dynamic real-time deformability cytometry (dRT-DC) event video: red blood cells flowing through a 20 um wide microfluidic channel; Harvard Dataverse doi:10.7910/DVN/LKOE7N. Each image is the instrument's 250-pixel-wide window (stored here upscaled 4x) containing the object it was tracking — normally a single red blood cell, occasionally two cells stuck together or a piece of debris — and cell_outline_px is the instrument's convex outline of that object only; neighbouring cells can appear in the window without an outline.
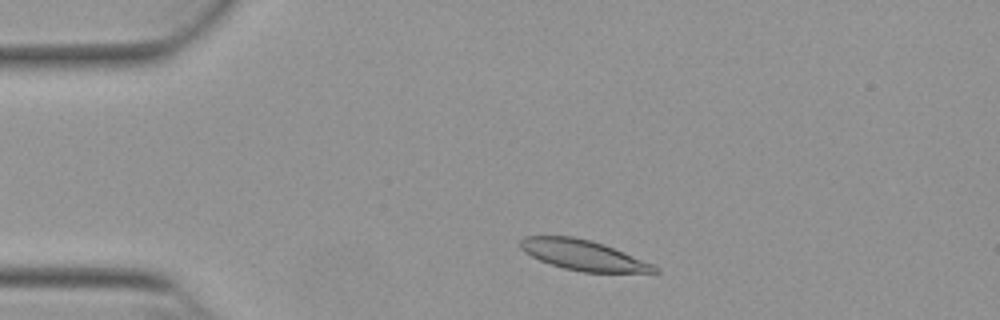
{"species": "Egyptian fruit bat (a non-hibernating species)", "species_latin": "Rousettus aegyptiacus", "temperature_condition": "warm", "stored_images_in_passage": 47, "camera_frame_rate_fps": 3000, "um_per_image_px": 0.085, "animal": {"sex": "female"}, "frame": {"image": 1, "passage_image": 5, "time_ms": 1.333, "image_size_px": [1000, 320], "cell_outline_px": [[660, 272], [580, 272], [564, 268], [540, 260], [524, 252], [520, 248], [520, 240], [524, 236], [572, 236], [592, 240], [604, 244], [652, 264], [660, 268]], "centroid_in_image_um": [49.55, 21.68], "position_along_channel_um": 35.5, "area_um2": 23.47}}
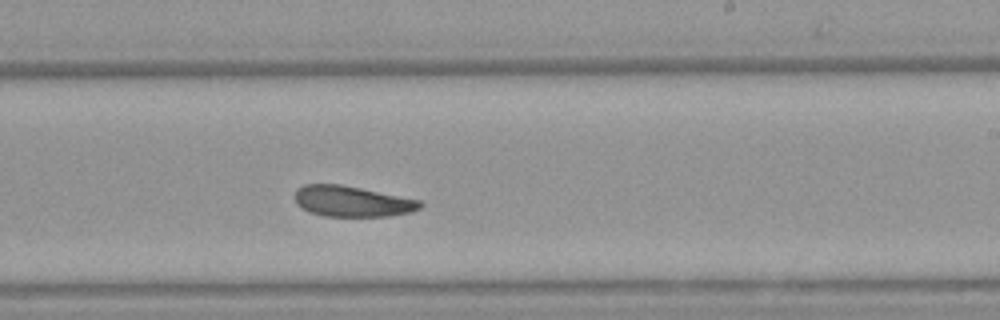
{"frame": {"image": 2, "passage_image": 26, "time_ms": 8.333, "image_size_px": [1000, 320], "cell_outline_px": [[424, 204], [420, 208], [412, 212], [388, 216], [324, 216], [308, 212], [296, 204], [296, 188], [304, 184], [340, 184], [420, 200]], "centroid_in_image_um": [29.92, 17.12], "position_along_channel_um": 259.1, "area_um2": 22.43}}
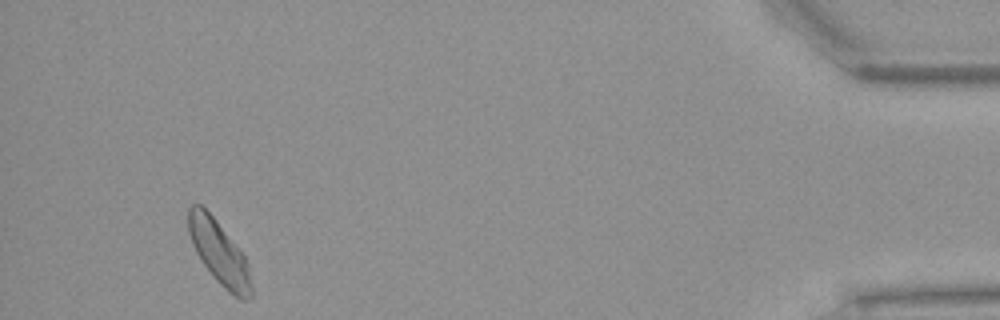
{"frame": {"image": 3, "passage_image": 44, "time_ms": 14.333, "image_size_px": [1000, 320], "cell_outline_px": [[252, 296], [248, 300], [240, 300], [224, 288], [216, 280], [200, 260], [192, 244], [188, 232], [188, 208], [192, 204], [200, 204], [212, 216], [244, 256], [248, 264], [252, 288]], "centroid_in_image_um": [18.62, 21.51], "position_along_channel_um": 416.6, "area_um2": 23.0}, "authors_computed_cell_mechanics": {"area_um2": 23.3512, "velocity_mm_per_s": 3.8131, "shape_relaxation_time_tau1_ms": 4.591, "shape_relaxation_time_tau2_ms": null, "deformation_change_tau1": 0.1075, "deformation_change_tau2": null}}